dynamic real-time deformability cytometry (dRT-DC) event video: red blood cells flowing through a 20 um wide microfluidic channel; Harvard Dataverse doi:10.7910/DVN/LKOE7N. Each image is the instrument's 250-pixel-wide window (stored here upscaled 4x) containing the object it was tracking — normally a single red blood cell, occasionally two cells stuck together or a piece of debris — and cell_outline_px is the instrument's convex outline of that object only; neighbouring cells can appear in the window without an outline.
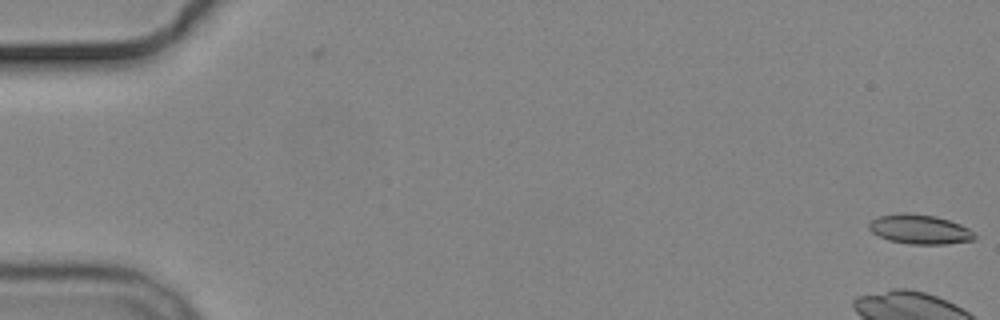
{"species": "common noctule bat (a hibernating species)", "species_latin": "Nyctalus noctula", "temperature_condition": "cold", "stored_images_in_passage": 8, "camera_frame_rate_fps": 3000, "um_per_image_px": 0.085, "animal": {"sex": "male", "body_mass_g": 19.2, "forearm_length_mm": 51.8}, "frame": {"image": 1, "passage_image": 1, "time_ms": 0.0, "image_size_px": [1000, 320], "cell_outline_px": [[976, 236], [972, 240], [944, 244], [908, 244], [888, 240], [872, 232], [868, 228], [868, 224], [876, 216], [900, 212], [904, 212], [936, 216], [960, 224], [968, 228]], "centroid_in_image_um": [78.12, 19.48], "position_along_channel_um": 6.9, "area_um2": 18.15}}